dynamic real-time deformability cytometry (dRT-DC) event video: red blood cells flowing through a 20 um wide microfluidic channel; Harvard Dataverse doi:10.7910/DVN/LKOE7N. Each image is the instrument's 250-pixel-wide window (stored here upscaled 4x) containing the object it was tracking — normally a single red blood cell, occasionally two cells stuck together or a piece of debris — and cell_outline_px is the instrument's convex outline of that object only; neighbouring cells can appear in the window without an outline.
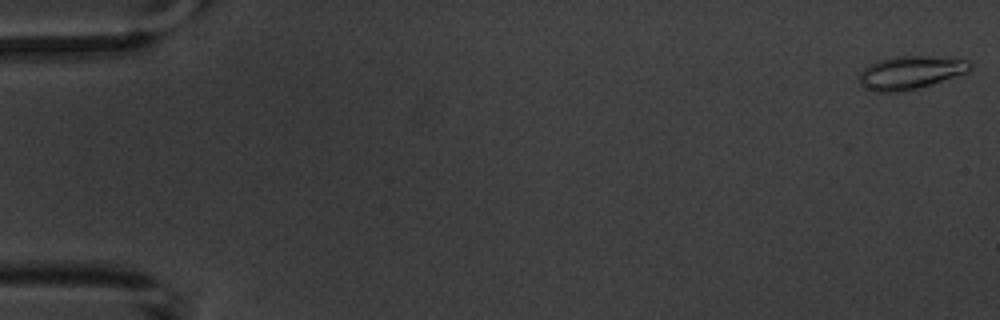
{"species": "common noctule bat (a hibernating species)", "species_latin": "Nyctalus noctula", "temperature_condition": "warm", "stored_images_in_passage": 7, "camera_frame_rate_fps": 3000, "um_per_image_px": 0.085, "animal": {"sex": "male", "body_mass_g": 20.1, "forearm_length_mm": 53.5}, "frame": {"image": 1, "passage_image": 1, "time_ms": 0.0, "image_size_px": [1000, 320], "cell_outline_px": [[972, 68], [968, 72], [916, 88], [900, 92], [872, 92], [864, 88], [860, 84], [860, 72], [864, 68], [880, 60], [892, 56], [932, 56], [972, 60]], "centroid_in_image_um": [77.4, 6.16], "position_along_channel_um": 7.6, "area_um2": 21.39}}
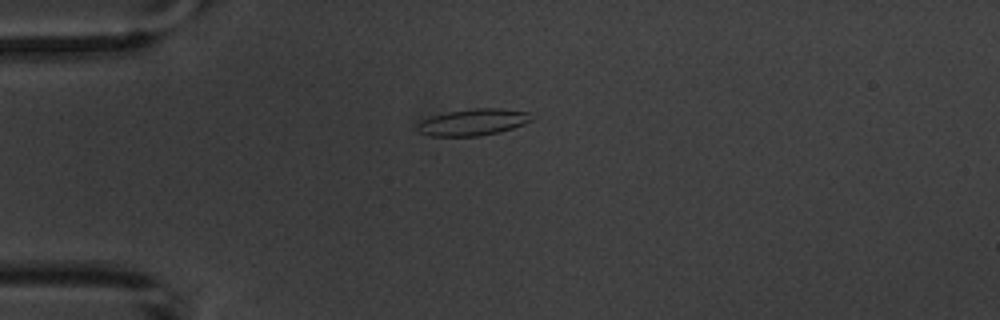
{"frame": {"image": 2, "passage_image": 5, "time_ms": 4.667, "image_size_px": [1000, 320], "cell_outline_px": [[536, 116], [532, 120], [524, 124], [500, 132], [480, 136], [432, 136], [420, 132], [416, 128], [416, 124], [432, 116], [448, 112], [472, 108], [500, 108], [532, 112]], "centroid_in_image_um": [40.29, 10.38], "position_along_channel_um": 44.7, "area_um2": 17.86}}
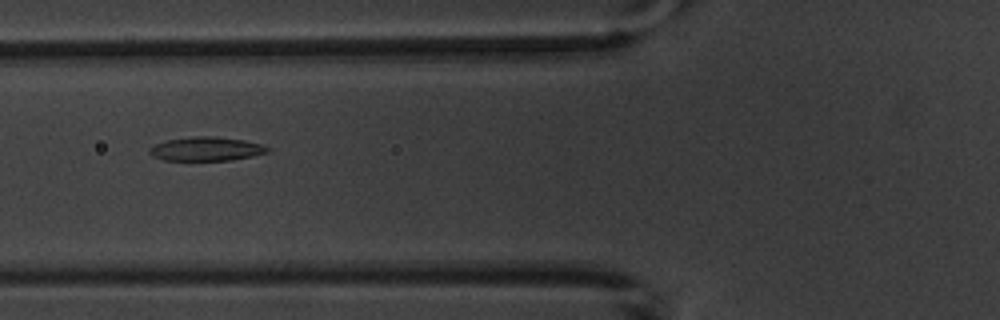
{"frame": {"image": 3, "passage_image": 7, "time_ms": 7.0, "image_size_px": [1000, 320], "cell_outline_px": [[272, 148], [268, 152], [252, 156], [232, 160], [164, 160], [152, 156], [148, 152], [148, 148], [156, 144], [168, 140], [192, 136], [216, 136], [244, 140], [260, 144]], "centroid_in_image_um": [17.54, 12.65], "position_along_channel_um": 108.3, "area_um2": 16.47}}